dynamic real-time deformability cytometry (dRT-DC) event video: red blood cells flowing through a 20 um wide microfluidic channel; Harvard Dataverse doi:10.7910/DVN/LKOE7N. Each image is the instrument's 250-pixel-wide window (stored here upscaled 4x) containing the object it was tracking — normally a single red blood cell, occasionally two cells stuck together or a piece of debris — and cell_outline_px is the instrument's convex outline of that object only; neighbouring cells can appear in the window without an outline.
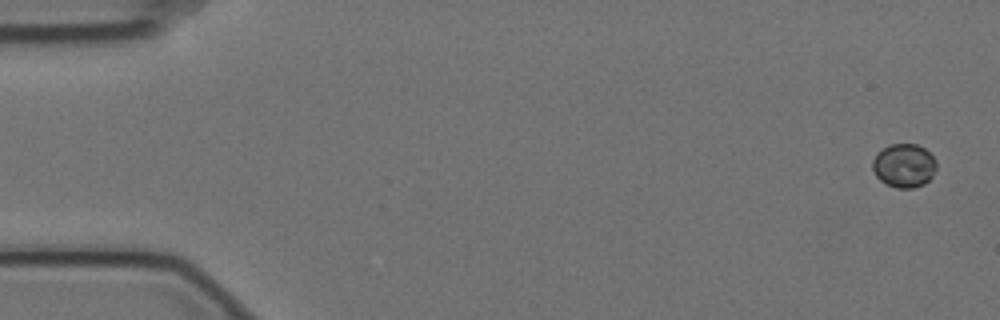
{"species": "Egyptian fruit bat (a non-hibernating species)", "species_latin": "Rousettus aegyptiacus", "temperature_condition": "cold", "stored_images_in_passage": 4, "camera_frame_rate_fps": 3000, "um_per_image_px": 0.085, "animal": {"sex": "female"}, "frame": {"image": 1, "passage_image": 1, "time_ms": 0.0, "image_size_px": [1000, 320], "cell_outline_px": [[936, 168], [932, 176], [924, 184], [912, 188], [896, 188], [880, 180], [876, 176], [872, 168], [872, 160], [884, 148], [892, 144], [916, 144], [924, 148], [936, 160]], "centroid_in_image_um": [76.85, 14.08], "position_along_channel_um": 8.1, "area_um2": 16.07}}